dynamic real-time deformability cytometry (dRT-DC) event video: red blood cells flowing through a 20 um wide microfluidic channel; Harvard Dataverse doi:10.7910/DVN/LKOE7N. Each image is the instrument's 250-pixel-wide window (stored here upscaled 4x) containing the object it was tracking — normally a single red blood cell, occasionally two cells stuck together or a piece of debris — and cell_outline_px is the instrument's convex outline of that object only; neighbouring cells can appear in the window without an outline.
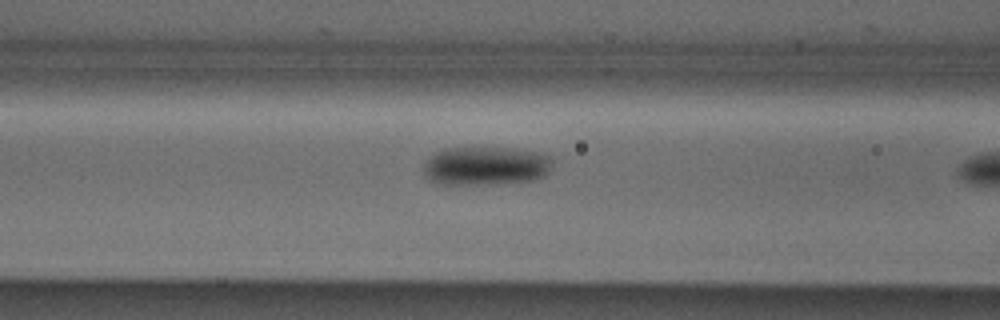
{"species": "Egyptian fruit bat (a non-hibernating species)", "species_latin": "Rousettus aegyptiacus", "temperature_condition": "cold", "stored_images_in_passage": 15, "camera_frame_rate_fps": 3000, "um_per_image_px": 0.085, "animal": {"sex": "male"}, "frame": {"image": 1, "passage_image": 13, "time_ms": 4.0, "image_size_px": [1000, 320], "cell_outline_px": [[552, 164], [548, 172], [544, 176], [532, 180], [500, 184], [436, 184], [428, 180], [424, 176], [420, 168], [436, 152], [444, 148], [512, 148], [552, 156]], "centroid_in_image_um": [41.24, 14.12], "position_along_channel_um": 125.4, "area_um2": 29.3}}